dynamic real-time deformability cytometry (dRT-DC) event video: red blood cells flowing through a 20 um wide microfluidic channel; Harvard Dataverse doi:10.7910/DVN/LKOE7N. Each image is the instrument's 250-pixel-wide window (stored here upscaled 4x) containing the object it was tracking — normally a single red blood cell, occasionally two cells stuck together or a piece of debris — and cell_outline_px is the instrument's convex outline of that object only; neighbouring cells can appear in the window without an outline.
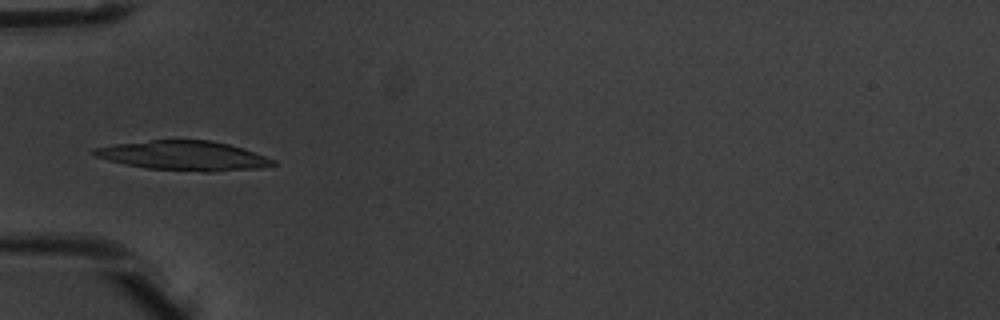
{"species": "common noctule bat (a hibernating species)", "species_latin": "Nyctalus noctula", "temperature_condition": "warm", "stored_images_in_passage": 5, "camera_frame_rate_fps": 3000, "um_per_image_px": 0.085, "animal": {"sex": "male", "body_mass_g": 20.1, "forearm_length_mm": 53.5}, "frame": {"image": 1, "passage_image": 5, "time_ms": 1.333, "image_size_px": [1000, 320], "cell_outline_px": [[276, 164], [260, 168], [212, 172], [204, 172], [144, 168], [124, 164], [108, 160], [96, 156], [92, 152], [92, 148], [112, 144], [152, 140], [212, 140], [244, 148], [276, 160]], "centroid_in_image_um": [15.62, 13.23], "position_along_channel_um": 69.4, "area_um2": 30.92}}